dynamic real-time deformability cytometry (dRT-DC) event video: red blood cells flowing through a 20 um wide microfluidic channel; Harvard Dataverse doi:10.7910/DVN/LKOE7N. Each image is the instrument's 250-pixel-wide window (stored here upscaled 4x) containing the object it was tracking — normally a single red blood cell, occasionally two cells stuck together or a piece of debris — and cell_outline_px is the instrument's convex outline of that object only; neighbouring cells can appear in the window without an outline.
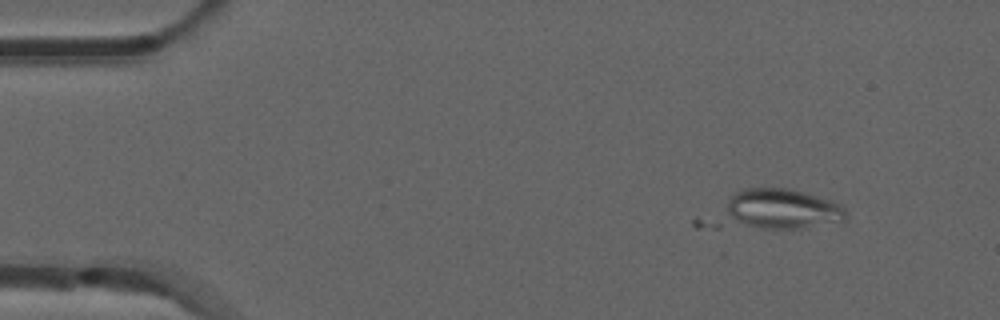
{"species": "common noctule bat (a hibernating species)", "species_latin": "Nyctalus noctula", "temperature_condition": "room temperature", "stored_images_in_passage": 4, "camera_frame_rate_fps": 3000, "um_per_image_px": 0.085, "animal": {"sex": "male", "forearm_length_mm": 52.5}, "frame": {"image": 1, "passage_image": 1, "time_ms": 0.0, "image_size_px": [1000, 320], "cell_outline_px": [[848, 216], [844, 220], [800, 228], [696, 228], [692, 224], [692, 220], [696, 216], [736, 192], [744, 188], [788, 188], [804, 192], [840, 204], [848, 212]], "centroid_in_image_um": [65.48, 17.88], "position_along_channel_um": 19.5, "area_um2": 33.87}}